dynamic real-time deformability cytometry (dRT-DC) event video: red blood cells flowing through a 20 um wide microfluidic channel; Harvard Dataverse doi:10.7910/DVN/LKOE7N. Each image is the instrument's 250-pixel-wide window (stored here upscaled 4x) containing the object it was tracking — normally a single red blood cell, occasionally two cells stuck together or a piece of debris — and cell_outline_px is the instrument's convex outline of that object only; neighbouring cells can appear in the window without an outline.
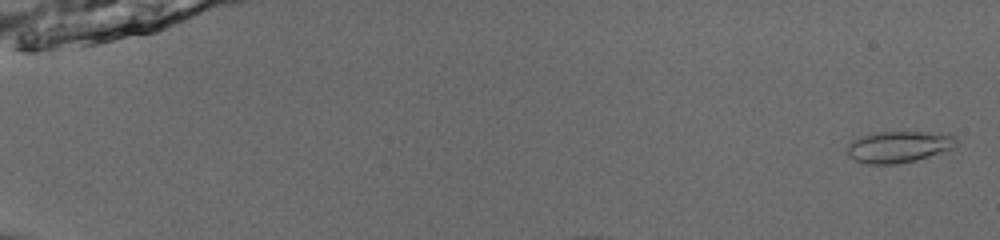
{"species": "common noctule bat (a hibernating species)", "species_latin": "Nyctalus noctula", "temperature_condition": "room temperature", "stored_images_in_passage": 44, "camera_frame_rate_fps": 3000, "um_per_image_px": 0.085, "animal": {"sex": "male", "body_mass_g": 13.0, "forearm_length_mm": 53.1}, "frame": {"image": 1, "passage_image": 2, "time_ms": 0.333, "image_size_px": [1000, 240], "cell_outline_px": [[956, 148], [916, 160], [896, 164], [868, 164], [856, 160], [848, 156], [848, 144], [852, 140], [860, 136], [876, 132], [948, 132], [956, 136]], "centroid_in_image_um": [76.45, 12.46], "position_along_channel_um": 8.6, "area_um2": 20.29}}
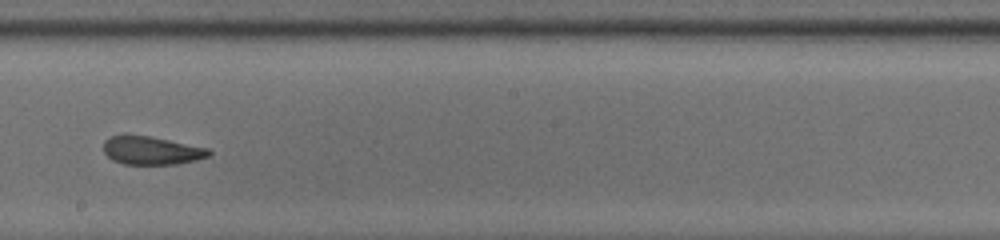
{"frame": {"image": 2, "passage_image": 23, "time_ms": 7.333, "image_size_px": [1000, 240], "cell_outline_px": [[212, 152], [208, 156], [196, 160], [176, 164], [124, 164], [112, 160], [104, 152], [104, 140], [112, 136], [148, 136], [208, 148]], "centroid_in_image_um": [12.88, 12.81], "position_along_channel_um": 235.3, "area_um2": 16.99}}
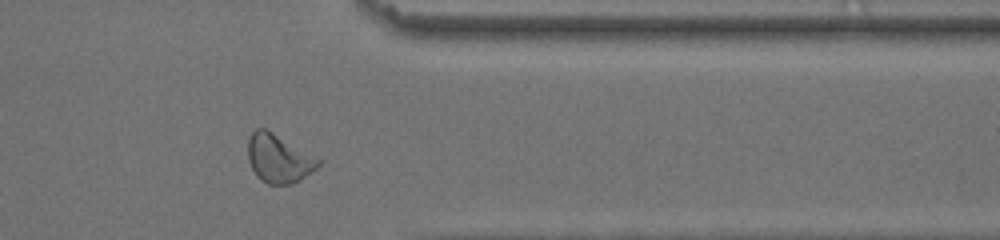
{"frame": {"image": 3, "passage_image": 35, "time_ms": 11.333, "image_size_px": [1000, 240], "cell_outline_px": [[320, 164], [316, 168], [300, 180], [292, 184], [268, 184], [260, 180], [256, 176], [248, 160], [248, 140], [252, 132], [256, 128], [264, 128], [272, 132], [320, 160]], "centroid_in_image_um": [23.64, 13.49], "position_along_channel_um": 387.8, "area_um2": 19.48}}